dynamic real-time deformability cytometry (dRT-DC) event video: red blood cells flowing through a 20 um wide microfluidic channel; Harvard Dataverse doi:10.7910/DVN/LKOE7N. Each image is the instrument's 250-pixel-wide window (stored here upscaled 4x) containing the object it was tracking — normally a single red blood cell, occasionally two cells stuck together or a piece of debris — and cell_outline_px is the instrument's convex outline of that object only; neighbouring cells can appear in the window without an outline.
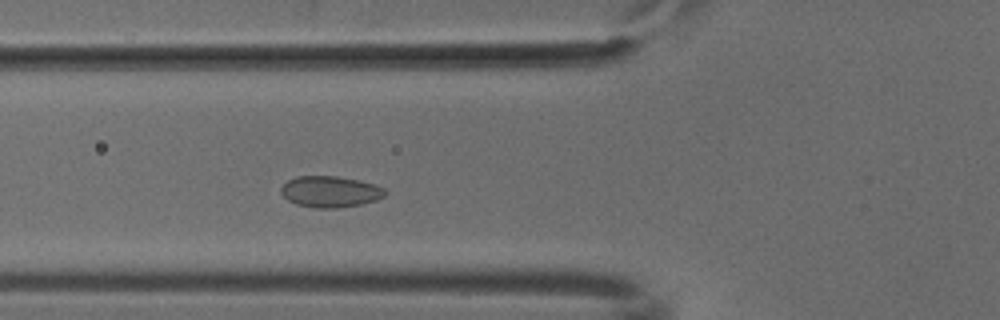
{"species": "common noctule bat (a hibernating species)", "species_latin": "Nyctalus noctula", "temperature_condition": "cold", "stored_images_in_passage": 36, "camera_frame_rate_fps": 3000, "um_per_image_px": 0.085, "animal": {"sex": "male", "body_mass_g": 18.8}, "frame": {"image": 1, "passage_image": 3, "time_ms": 0.667, "image_size_px": [1000, 320], "cell_outline_px": [[388, 192], [384, 196], [376, 200], [360, 204], [336, 208], [316, 208], [296, 204], [288, 200], [280, 192], [280, 188], [288, 180], [296, 176], [336, 176], [360, 180], [376, 184], [384, 188]], "centroid_in_image_um": [28.08, 16.28], "position_along_channel_um": 97.7, "area_um2": 19.02}}
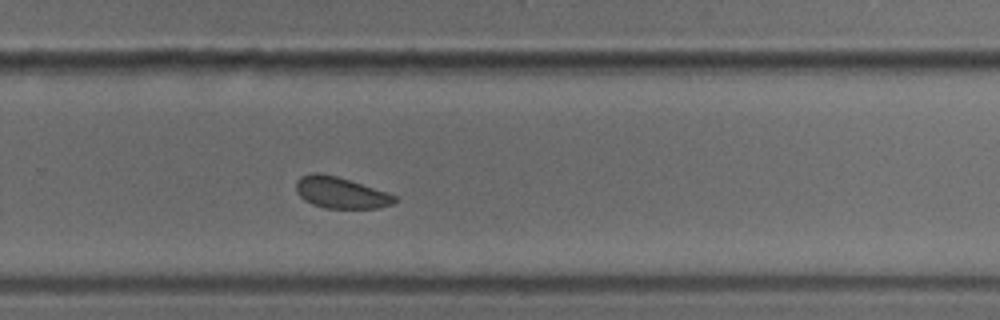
{"frame": {"image": 2, "passage_image": 19, "time_ms": 6.0, "image_size_px": [1000, 320], "cell_outline_px": [[396, 200], [392, 204], [376, 208], [324, 208], [312, 204], [304, 200], [296, 192], [296, 180], [300, 176], [312, 172], [316, 172], [336, 176], [396, 196]], "centroid_in_image_um": [28.88, 16.38], "position_along_channel_um": 300.9, "area_um2": 17.69}}
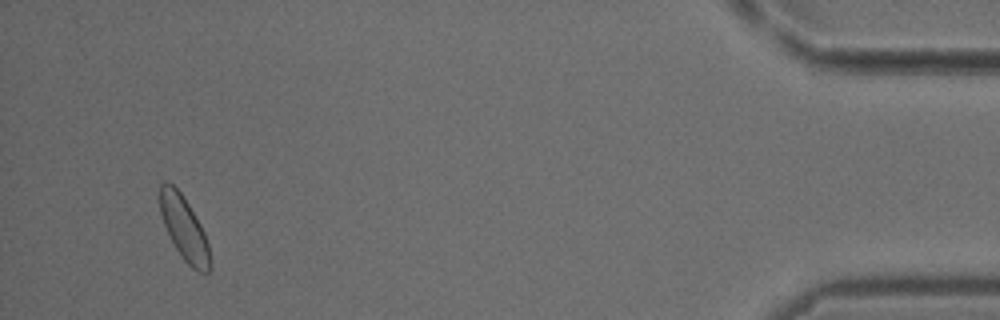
{"frame": {"image": 3, "passage_image": 34, "time_ms": 11.0, "image_size_px": [1000, 320], "cell_outline_px": [[212, 268], [208, 272], [200, 272], [192, 268], [184, 260], [176, 248], [164, 224], [160, 212], [160, 184], [164, 180], [168, 180], [180, 192], [188, 204], [200, 224], [204, 232], [208, 244], [212, 260]], "centroid_in_image_um": [15.67, 19.42], "position_along_channel_um": 419.5, "area_um2": 18.5}}